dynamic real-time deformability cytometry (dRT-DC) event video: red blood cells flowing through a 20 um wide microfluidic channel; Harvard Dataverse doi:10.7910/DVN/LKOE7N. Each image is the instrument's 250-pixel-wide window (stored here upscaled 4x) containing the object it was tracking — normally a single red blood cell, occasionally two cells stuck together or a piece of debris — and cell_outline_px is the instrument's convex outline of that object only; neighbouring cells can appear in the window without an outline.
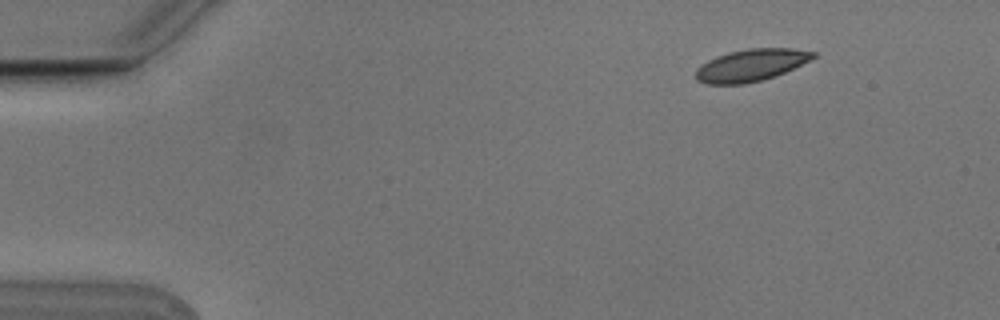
{"species": "Egyptian fruit bat (a non-hibernating species)", "species_latin": "Rousettus aegyptiacus", "temperature_condition": "cold", "stored_images_in_passage": 5, "camera_frame_rate_fps": 3000, "um_per_image_px": 0.085, "animal": {"sex": "male"}, "frame": {"image": 1, "passage_image": 1, "time_ms": 0.0, "image_size_px": [1000, 320], "cell_outline_px": [[816, 56], [784, 72], [760, 80], [744, 84], [708, 84], [696, 80], [696, 68], [700, 64], [716, 56], [728, 52], [748, 48], [792, 48], [816, 52]], "centroid_in_image_um": [63.77, 5.53], "position_along_channel_um": 21.2, "area_um2": 21.73}}
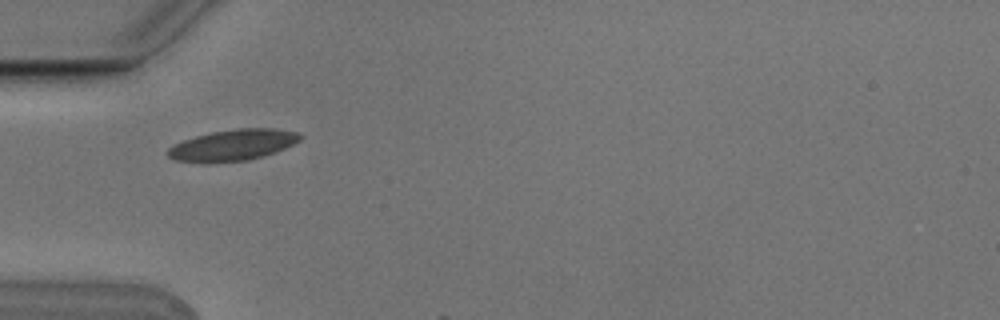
{"frame": {"image": 2, "passage_image": 4, "time_ms": 1.0, "image_size_px": [1000, 320], "cell_outline_px": [[304, 136], [300, 140], [284, 148], [264, 156], [248, 160], [176, 160], [168, 156], [164, 152], [168, 148], [184, 140], [196, 136], [212, 132], [240, 128], [272, 128], [300, 132]], "centroid_in_image_um": [19.87, 12.28], "position_along_channel_um": 65.1, "area_um2": 23.18}}